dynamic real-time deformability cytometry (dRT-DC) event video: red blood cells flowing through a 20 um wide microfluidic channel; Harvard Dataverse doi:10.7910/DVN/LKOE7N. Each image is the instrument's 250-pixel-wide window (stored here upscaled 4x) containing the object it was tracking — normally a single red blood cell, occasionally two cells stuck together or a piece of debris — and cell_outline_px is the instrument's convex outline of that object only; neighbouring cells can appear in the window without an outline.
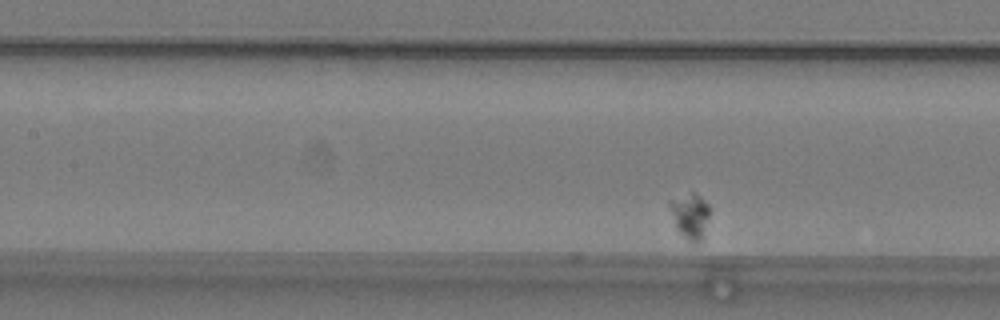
{"species": "common noctule bat (a hibernating species)", "species_latin": "Nyctalus noctula", "temperature_condition": "warm", "stored_images_in_passage": 10, "camera_frame_rate_fps": 3000, "um_per_image_px": 0.085, "animal": {"sex": "male", "body_mass_g": 19.2, "forearm_length_mm": 51.8}, "frame": {"image": 1, "passage_image": 10, "time_ms": 3.0, "image_size_px": [1000, 320], "cell_outline_px": [[708, 216], [700, 240], [692, 244], [676, 228], [668, 204], [668, 200], [692, 192], [696, 192], [708, 204]], "centroid_in_image_um": [58.61, 18.3], "position_along_channel_um": 148.8, "area_um2": 10.23}}